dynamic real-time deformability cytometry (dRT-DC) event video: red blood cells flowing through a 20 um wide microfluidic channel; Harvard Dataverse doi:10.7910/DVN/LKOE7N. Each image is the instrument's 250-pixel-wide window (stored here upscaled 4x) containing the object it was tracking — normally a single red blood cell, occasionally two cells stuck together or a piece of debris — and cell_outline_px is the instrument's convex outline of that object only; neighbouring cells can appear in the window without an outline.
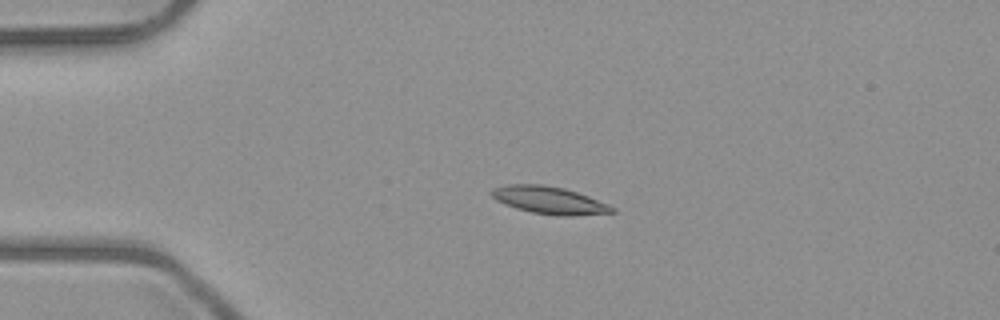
{"species": "common noctule bat (a hibernating species)", "species_latin": "Nyctalus noctula", "temperature_condition": "room temperature", "stored_images_in_passage": 4, "camera_frame_rate_fps": 3000, "um_per_image_px": 0.085, "animal": {"sex": "male", "body_mass_g": 23.1, "forearm_length_mm": 52.7}, "frame": {"image": 1, "passage_image": 3, "time_ms": 3.333, "image_size_px": [1000, 320], "cell_outline_px": [[616, 212], [572, 216], [556, 216], [532, 212], [516, 208], [504, 204], [496, 200], [488, 192], [492, 188], [508, 184], [544, 184], [564, 188], [588, 196], [608, 204], [616, 208]], "centroid_in_image_um": [46.67, 17.02], "position_along_channel_um": 38.3, "area_um2": 19.42}}